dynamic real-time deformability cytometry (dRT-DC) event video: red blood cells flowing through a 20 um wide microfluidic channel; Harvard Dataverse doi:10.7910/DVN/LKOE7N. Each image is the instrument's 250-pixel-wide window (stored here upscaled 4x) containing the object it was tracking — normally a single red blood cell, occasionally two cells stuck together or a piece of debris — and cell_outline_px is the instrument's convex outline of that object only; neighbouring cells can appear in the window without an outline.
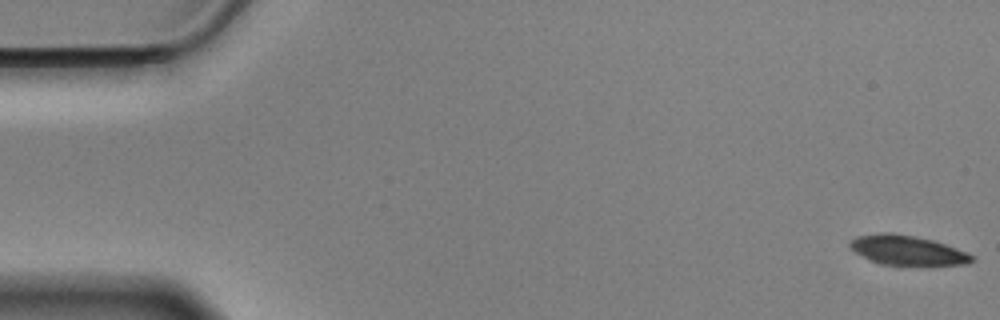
{"species": "Egyptian fruit bat (a non-hibernating species)", "species_latin": "Rousettus aegyptiacus", "temperature_condition": "cold", "stored_images_in_passage": 57, "camera_frame_rate_fps": 3000, "um_per_image_px": 0.085, "animal": {"sex": "male"}, "frame": {"image": 1, "passage_image": 1, "time_ms": 0.0, "image_size_px": [1000, 320], "cell_outline_px": [[976, 260], [968, 264], [884, 264], [872, 260], [856, 252], [848, 244], [856, 236], [880, 232], [892, 232], [916, 236], [932, 240], [968, 252]], "centroid_in_image_um": [77.13, 21.24], "position_along_channel_um": 7.9, "area_um2": 20.58}}
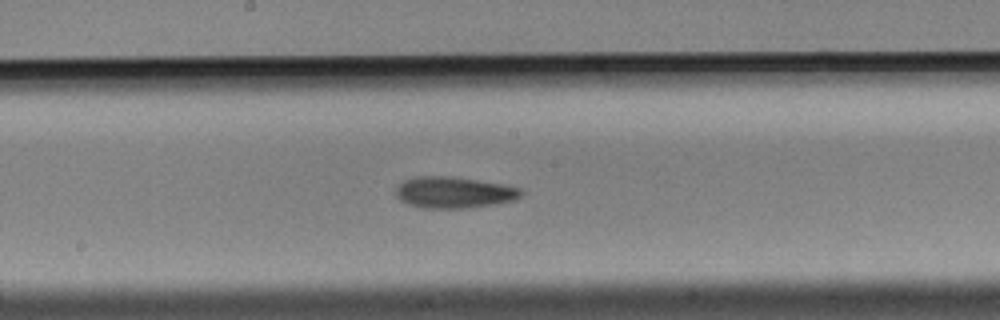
{"frame": {"image": 2, "passage_image": 30, "time_ms": 9.667, "image_size_px": [1000, 320], "cell_outline_px": [[524, 192], [516, 200], [496, 204], [468, 208], [424, 208], [408, 204], [400, 200], [396, 196], [396, 188], [404, 180], [416, 176], [448, 176], [504, 184], [520, 188]], "centroid_in_image_um": [38.6, 16.36], "position_along_channel_um": 209.6, "area_um2": 22.95}}
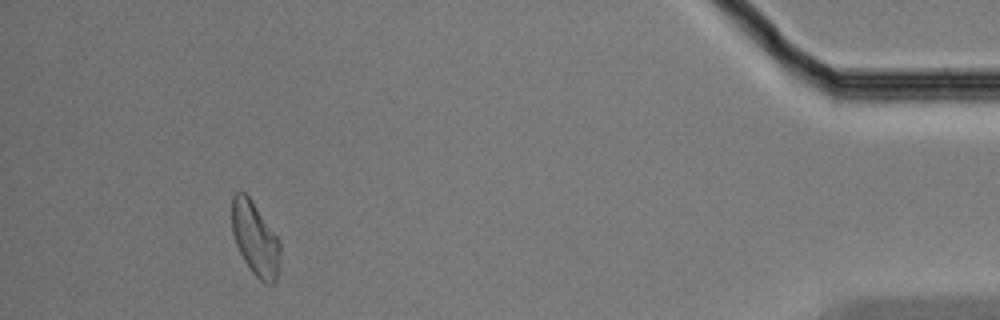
{"frame": {"image": 3, "passage_image": 53, "time_ms": 17.333, "image_size_px": [1000, 320], "cell_outline_px": [[280, 252], [276, 280], [272, 284], [268, 284], [260, 280], [252, 272], [244, 260], [236, 244], [232, 232], [232, 196], [236, 192], [244, 192], [252, 200], [280, 240]], "centroid_in_image_um": [21.69, 20.28], "position_along_channel_um": 413.5, "area_um2": 20.58}, "authors_computed_cell_mechanics": {"area_um2": 21.6172, "velocity_mm_per_s": 3.4917, "shape_relaxation_time_tau1_ms": 3.6949, "shape_relaxation_time_tau2_ms": null, "deformation_change_tau1": 0.1234, "deformation_change_tau2": null}}